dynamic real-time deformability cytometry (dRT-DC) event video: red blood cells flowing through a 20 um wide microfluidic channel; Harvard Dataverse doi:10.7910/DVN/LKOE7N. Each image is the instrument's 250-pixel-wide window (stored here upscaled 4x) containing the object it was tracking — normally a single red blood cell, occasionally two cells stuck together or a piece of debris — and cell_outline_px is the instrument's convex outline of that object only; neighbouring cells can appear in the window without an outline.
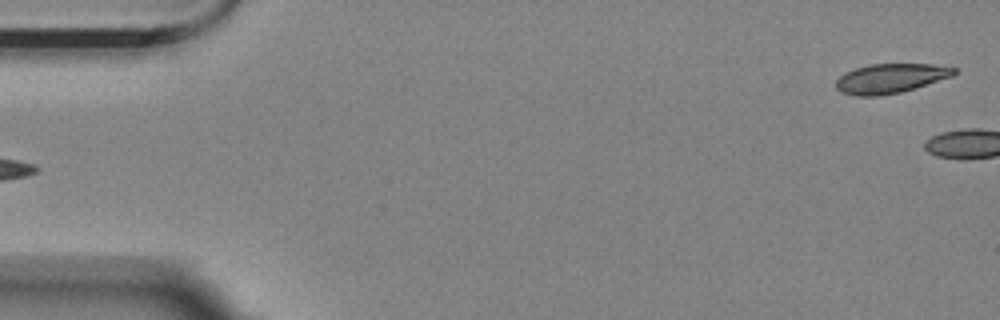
{"species": "Egyptian fruit bat (a non-hibernating species)", "species_latin": "Rousettus aegyptiacus", "temperature_condition": "room temperature", "stored_images_in_passage": 5, "segment_of_instrument_passage": [2, 2], "camera_frame_rate_fps": 3000, "um_per_image_px": 0.085, "animal": {"sex": "female"}, "frame": {"image": 1, "passage_image": 5, "time_ms": 4.667, "image_size_px": [1000, 320], "cell_outline_px": [[956, 72], [952, 76], [900, 92], [880, 96], [856, 96], [840, 92], [836, 88], [836, 80], [844, 72], [868, 64], [932, 64], [956, 68]], "centroid_in_image_um": [75.64, 6.66], "position_along_channel_um": 9.4, "area_um2": 20.17}}